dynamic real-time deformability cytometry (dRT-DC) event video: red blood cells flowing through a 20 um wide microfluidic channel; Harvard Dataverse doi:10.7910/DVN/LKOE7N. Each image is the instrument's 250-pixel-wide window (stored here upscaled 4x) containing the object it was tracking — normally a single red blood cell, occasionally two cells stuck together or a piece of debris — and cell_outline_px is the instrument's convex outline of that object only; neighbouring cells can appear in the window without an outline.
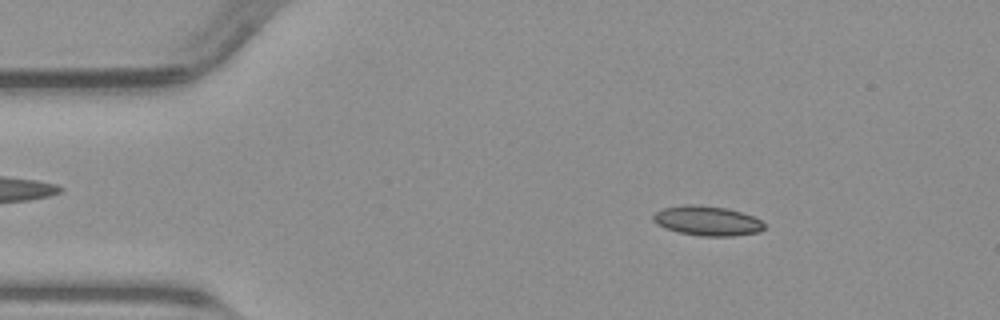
{"species": "common noctule bat (a hibernating species)", "species_latin": "Nyctalus noctula", "temperature_condition": "warm", "stored_images_in_passage": 40, "camera_frame_rate_fps": 3000, "um_per_image_px": 0.085, "animal": {"sex": "male", "body_mass_g": 23.1, "forearm_length_mm": 52.7}, "frame": {"image": 1, "passage_image": 7, "time_ms": 2.0, "image_size_px": [1000, 320], "cell_outline_px": [[764, 228], [760, 232], [732, 236], [700, 236], [680, 232], [664, 228], [656, 224], [652, 220], [652, 216], [656, 212], [664, 208], [688, 204], [692, 204], [728, 208], [752, 216], [760, 220], [764, 224]], "centroid_in_image_um": [60.1, 18.77], "position_along_channel_um": 24.9, "area_um2": 19.13}}
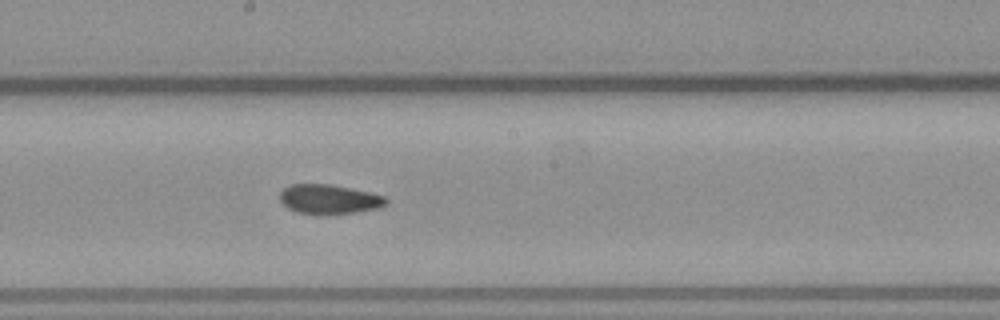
{"frame": {"image": 2, "passage_image": 26, "time_ms": 8.333, "image_size_px": [1000, 320], "cell_outline_px": [[388, 204], [376, 208], [356, 212], [328, 216], [324, 216], [296, 212], [288, 208], [280, 200], [280, 192], [284, 188], [292, 184], [332, 184], [368, 192], [384, 196], [388, 200]], "centroid_in_image_um": [27.96, 16.96], "position_along_channel_um": 220.2, "area_um2": 18.5}}
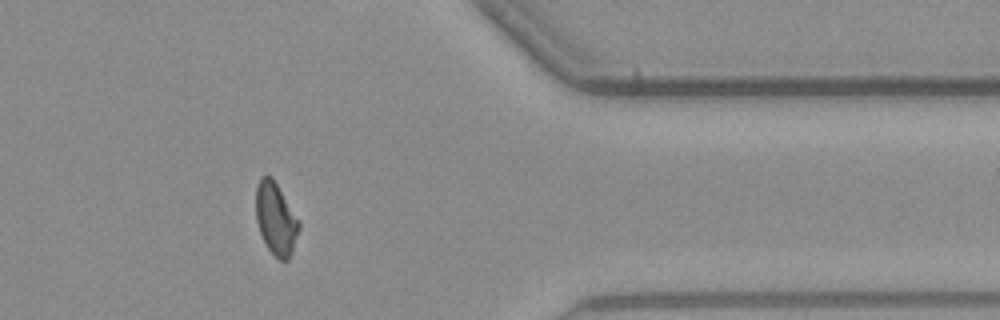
{"frame": {"image": 3, "passage_image": 40, "time_ms": 13.0, "image_size_px": [1000, 320], "cell_outline_px": [[300, 228], [292, 252], [288, 260], [280, 260], [268, 248], [260, 232], [256, 220], [256, 184], [260, 176], [272, 176], [300, 220]], "centroid_in_image_um": [23.45, 18.56], "position_along_channel_um": 387.9, "area_um2": 18.21}}